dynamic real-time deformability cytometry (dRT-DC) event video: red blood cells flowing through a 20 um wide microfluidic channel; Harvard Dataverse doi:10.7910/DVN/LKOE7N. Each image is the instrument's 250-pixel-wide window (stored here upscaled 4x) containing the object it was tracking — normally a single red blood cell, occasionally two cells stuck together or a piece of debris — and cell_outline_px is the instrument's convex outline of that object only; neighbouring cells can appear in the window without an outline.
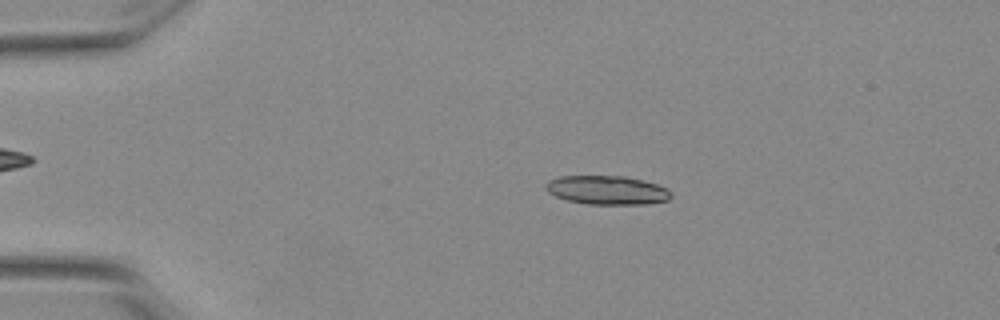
{"species": "Egyptian fruit bat (a non-hibernating species)", "species_latin": "Rousettus aegyptiacus", "temperature_condition": "warm", "stored_images_in_passage": 54, "camera_frame_rate_fps": 3000, "um_per_image_px": 0.085, "animal": {"sex": "female"}, "frame": {"image": 1, "passage_image": 12, "time_ms": 3.667, "image_size_px": [1000, 320], "cell_outline_px": [[672, 196], [668, 200], [648, 204], [588, 204], [568, 200], [556, 196], [548, 192], [544, 188], [544, 184], [548, 180], [560, 176], [624, 176], [644, 180], [656, 184], [664, 188]], "centroid_in_image_um": [51.56, 16.15], "position_along_channel_um": 33.4, "area_um2": 20.98}}
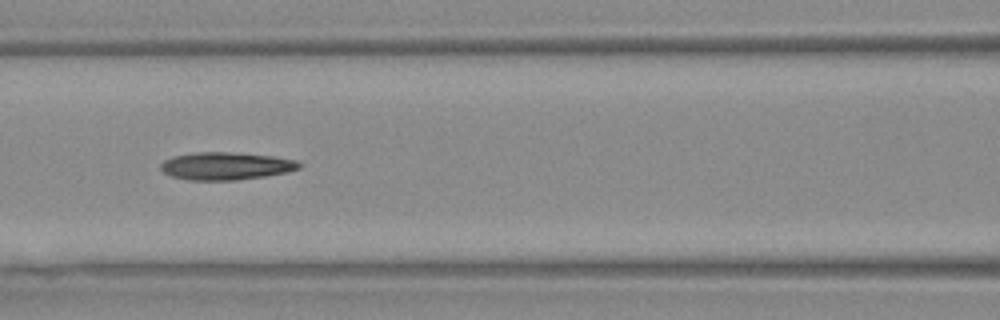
{"frame": {"image": 2, "passage_image": 25, "time_ms": 8.0, "image_size_px": [1000, 320], "cell_outline_px": [[300, 168], [284, 172], [264, 176], [236, 180], [188, 180], [172, 176], [164, 172], [160, 168], [160, 164], [164, 160], [172, 156], [196, 152], [228, 152], [272, 156], [296, 160], [300, 164]], "centroid_in_image_um": [19.15, 14.1], "position_along_channel_um": 147.4, "area_um2": 22.08}}
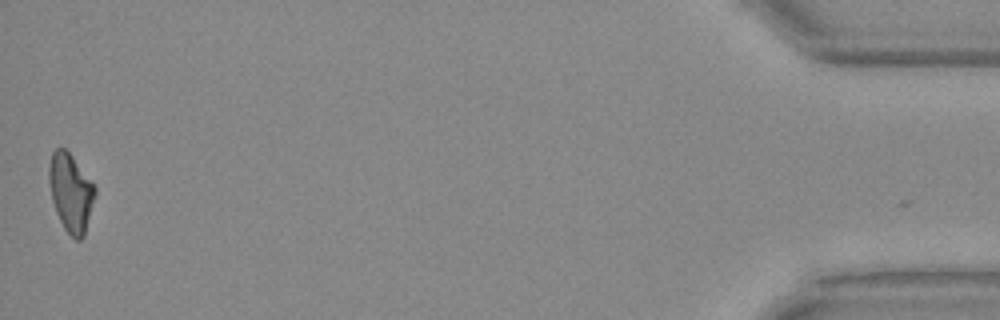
{"frame": {"image": 3, "passage_image": 54, "time_ms": 17.667, "image_size_px": [1000, 320], "cell_outline_px": [[96, 192], [84, 236], [80, 240], [76, 240], [64, 228], [56, 212], [52, 200], [48, 180], [48, 168], [52, 152], [56, 148], [64, 148], [72, 156], [96, 188]], "centroid_in_image_um": [6.0, 16.36], "position_along_channel_um": 429.2, "area_um2": 20.69}, "authors_computed_cell_mechanics": {"area_um2": 21.1548, "velocity_mm_per_s": 3.8558, "shape_relaxation_time_tau1_ms": null, "shape_relaxation_time_tau2_ms": 3.6967, "deformation_change_tau1": null, "deformation_change_tau2": 0.1509}}